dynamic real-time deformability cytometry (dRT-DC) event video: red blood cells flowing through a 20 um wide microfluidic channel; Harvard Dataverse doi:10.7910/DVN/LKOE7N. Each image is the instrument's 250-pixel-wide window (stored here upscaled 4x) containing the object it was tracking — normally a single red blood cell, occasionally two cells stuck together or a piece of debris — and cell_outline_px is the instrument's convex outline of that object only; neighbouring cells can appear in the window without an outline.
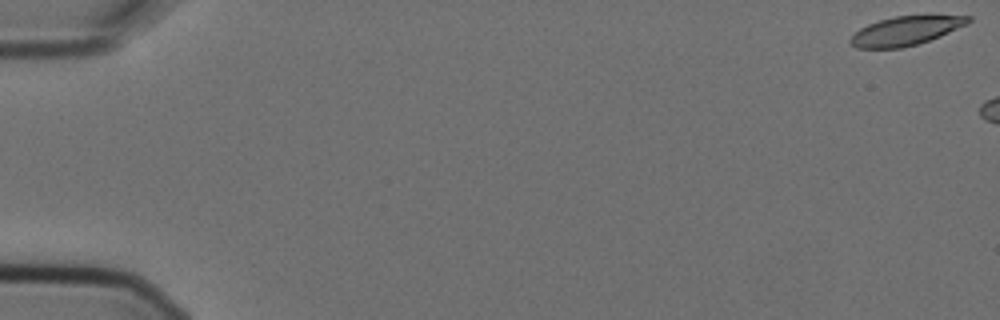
{"species": "Egyptian fruit bat (a non-hibernating species)", "species_latin": "Rousettus aegyptiacus", "temperature_condition": "cold", "stored_images_in_passage": 6, "camera_frame_rate_fps": 3000, "um_per_image_px": 0.085, "animal": {"sex": "female"}, "frame": {"image": 1, "passage_image": 1, "time_ms": 0.0, "image_size_px": [1000, 320], "cell_outline_px": [[972, 20], [968, 24], [940, 36], [916, 44], [900, 48], [856, 48], [848, 40], [860, 28], [868, 24], [892, 16], [972, 16]], "centroid_in_image_um": [76.98, 2.62], "position_along_channel_um": 8.0, "area_um2": 19.59}}